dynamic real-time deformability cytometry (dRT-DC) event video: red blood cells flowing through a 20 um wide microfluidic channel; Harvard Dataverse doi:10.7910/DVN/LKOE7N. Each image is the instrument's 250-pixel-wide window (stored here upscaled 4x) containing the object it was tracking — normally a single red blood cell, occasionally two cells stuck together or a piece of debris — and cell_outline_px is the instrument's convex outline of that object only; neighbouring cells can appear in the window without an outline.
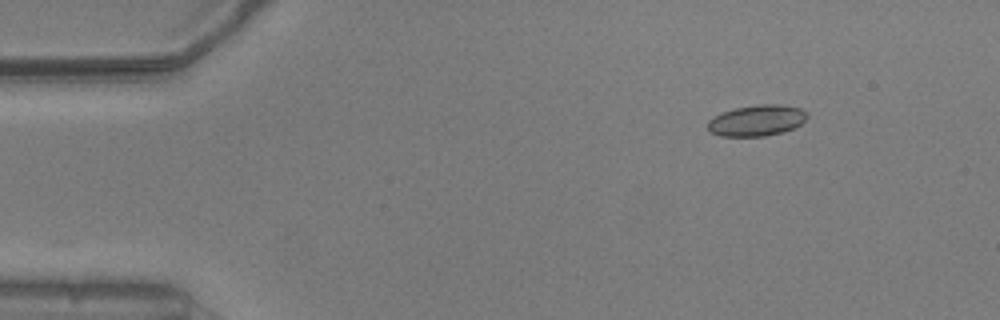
{"species": "common noctule bat (a hibernating species)", "species_latin": "Nyctalus noctula", "temperature_condition": "warm", "stored_images_in_passage": 48, "camera_frame_rate_fps": 3000, "um_per_image_px": 0.085, "animal": {"sex": "male", "body_mass_g": 20.5, "forearm_length_mm": 52.5}, "frame": {"image": 1, "passage_image": 1, "time_ms": 0.0, "image_size_px": [1000, 320], "cell_outline_px": [[808, 116], [796, 128], [784, 132], [764, 136], [720, 136], [708, 132], [708, 120], [724, 112], [736, 108], [756, 104], [780, 104], [800, 108], [808, 112]], "centroid_in_image_um": [64.35, 10.24], "position_along_channel_um": 20.6, "area_um2": 18.09}}
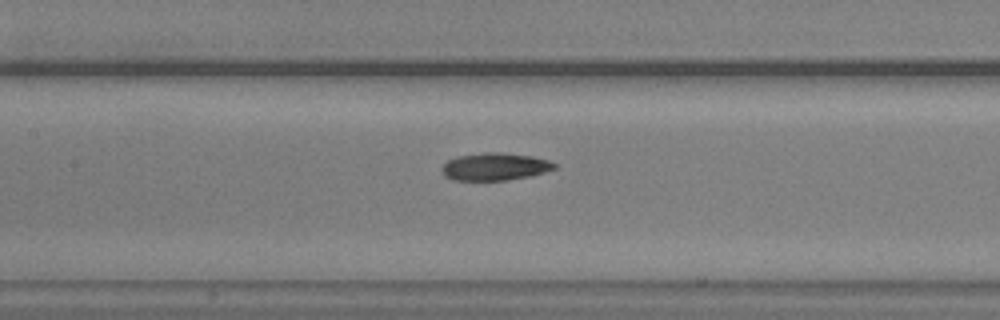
{"frame": {"image": 2, "passage_image": 19, "time_ms": 6.0, "image_size_px": [1000, 320], "cell_outline_px": [[556, 168], [532, 176], [508, 180], [452, 180], [444, 176], [440, 168], [448, 160], [456, 156], [484, 152], [500, 152], [532, 156], [548, 160], [556, 164]], "centroid_in_image_um": [42.04, 14.16], "position_along_channel_um": 165.4, "area_um2": 18.21}}
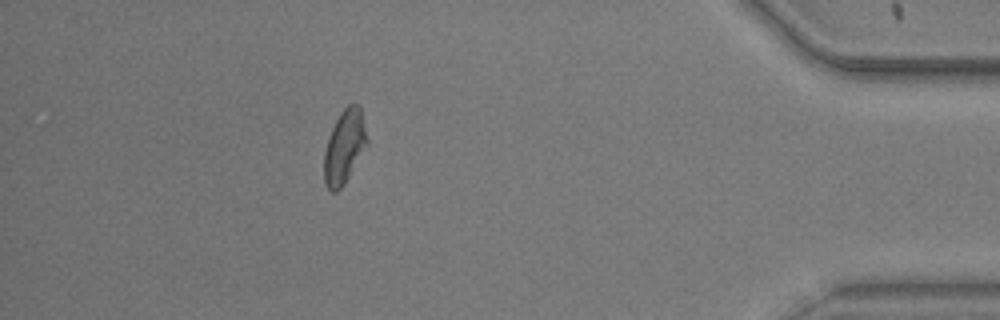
{"frame": {"image": 3, "passage_image": 42, "time_ms": 13.667, "image_size_px": [1000, 320], "cell_outline_px": [[368, 144], [344, 184], [336, 192], [332, 192], [324, 184], [324, 152], [332, 128], [340, 112], [348, 104], [360, 104], [368, 140]], "centroid_in_image_um": [29.28, 12.46], "position_along_channel_um": 405.9, "area_um2": 18.38}, "authors_computed_cell_mechanics": {"area_um2": 18.3515, "velocity_mm_per_s": 3.7835, "shape_relaxation_time_tau1_ms": 3.3332, "shape_relaxation_time_tau2_ms": 9.5489, "deformation_change_tau1": 0.1374, "deformation_change_tau2": 0.1572}}